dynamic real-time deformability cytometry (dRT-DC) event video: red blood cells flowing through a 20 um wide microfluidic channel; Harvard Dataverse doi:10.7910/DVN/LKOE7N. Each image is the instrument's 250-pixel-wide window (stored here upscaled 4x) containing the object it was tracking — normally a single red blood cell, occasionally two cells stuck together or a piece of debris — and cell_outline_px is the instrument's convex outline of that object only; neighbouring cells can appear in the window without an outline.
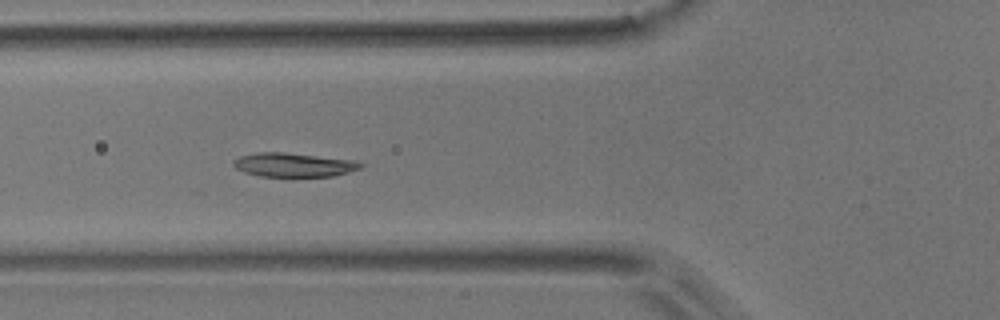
{"species": "common noctule bat (a hibernating species)", "species_latin": "Nyctalus noctula", "temperature_condition": "room temperature", "stored_images_in_passage": 7, "camera_frame_rate_fps": 3000, "um_per_image_px": 0.085, "animal": {"sex": "male", "body_mass_g": 17.9}, "frame": {"image": 1, "passage_image": 6, "time_ms": 1.667, "image_size_px": [1000, 320], "cell_outline_px": [[364, 164], [360, 168], [348, 172], [332, 176], [260, 176], [244, 172], [236, 168], [232, 164], [232, 160], [240, 156], [256, 152], [284, 152], [356, 160]], "centroid_in_image_um": [24.94, 14.0], "position_along_channel_um": 100.9, "area_um2": 17.74}}
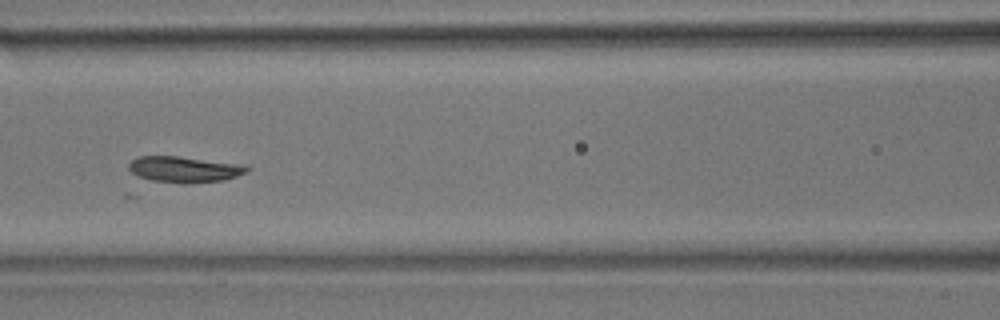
{"frame": {"image": 2, "passage_image": 7, "time_ms": 2.0, "image_size_px": [1000, 320], "cell_outline_px": [[252, 168], [248, 172], [224, 180], [192, 184], [184, 184], [152, 180], [140, 176], [132, 172], [128, 168], [128, 164], [132, 160], [140, 156], [176, 156], [248, 164]], "centroid_in_image_um": [15.77, 14.39], "position_along_channel_um": 150.8, "area_um2": 18.21}}